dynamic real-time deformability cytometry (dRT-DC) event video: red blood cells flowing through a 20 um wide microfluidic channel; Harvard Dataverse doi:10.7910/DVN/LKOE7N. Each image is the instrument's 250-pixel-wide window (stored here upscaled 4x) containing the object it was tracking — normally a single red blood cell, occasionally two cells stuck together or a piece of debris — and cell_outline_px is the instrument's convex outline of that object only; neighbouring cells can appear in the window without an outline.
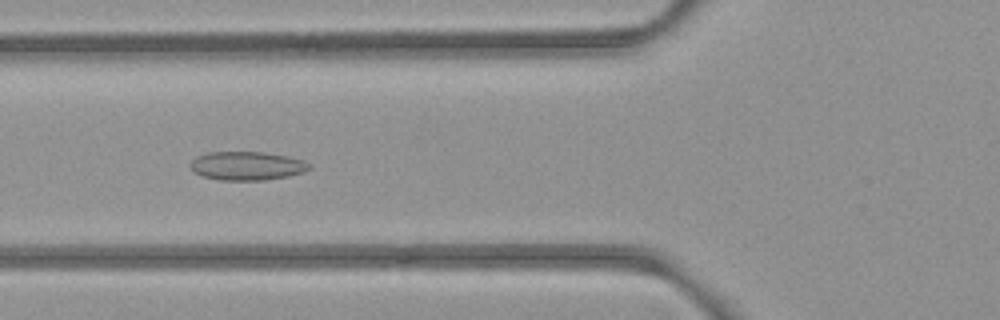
{"species": "common noctule bat (a hibernating species)", "species_latin": "Nyctalus noctula", "temperature_condition": "room temperature", "stored_images_in_passage": 52, "camera_frame_rate_fps": 3000, "um_per_image_px": 0.085, "animal": {"sex": "female", "body_mass_g": 21.9}, "frame": {"image": 1, "passage_image": 19, "time_ms": 6.0, "image_size_px": [1000, 320], "cell_outline_px": [[312, 168], [304, 172], [288, 176], [264, 180], [220, 180], [200, 176], [192, 172], [192, 160], [196, 156], [208, 152], [264, 152], [288, 156], [304, 160], [312, 164]], "centroid_in_image_um": [21.02, 14.1], "position_along_channel_um": 104.8, "area_um2": 20.06}}
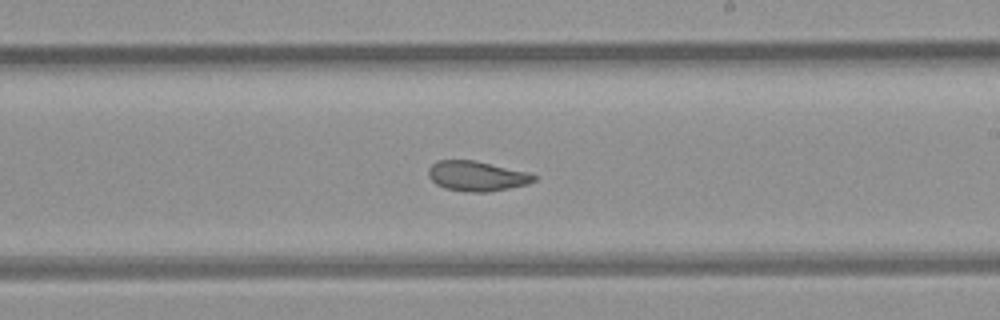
{"frame": {"image": 2, "passage_image": 30, "time_ms": 9.667, "image_size_px": [1000, 320], "cell_outline_px": [[536, 180], [528, 184], [488, 192], [468, 192], [444, 188], [436, 184], [428, 176], [428, 168], [436, 160], [472, 160], [528, 172], [536, 176]], "centroid_in_image_um": [40.5, 14.97], "position_along_channel_um": 248.5, "area_um2": 18.38}}
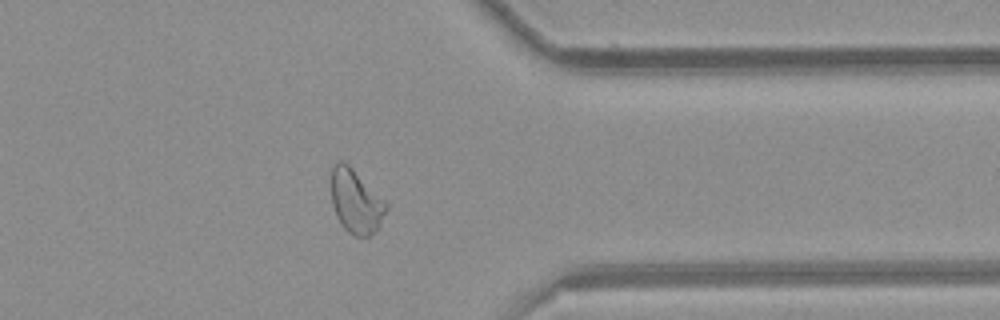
{"frame": {"image": 3, "passage_image": 41, "time_ms": 13.333, "image_size_px": [1000, 320], "cell_outline_px": [[388, 208], [376, 232], [368, 236], [356, 236], [348, 232], [344, 228], [336, 216], [332, 204], [332, 164], [340, 160], [348, 164], [388, 204]], "centroid_in_image_um": [30.25, 17.13], "position_along_channel_um": 381.2, "area_um2": 20.23}, "authors_computed_cell_mechanics": {"area_um2": 20.808, "velocity_mm_per_s": 3.9054, "shape_relaxation_time_tau1_ms": null, "shape_relaxation_time_tau2_ms": 1.8791, "deformation_change_tau1": null, "deformation_change_tau2": 0.0829}}